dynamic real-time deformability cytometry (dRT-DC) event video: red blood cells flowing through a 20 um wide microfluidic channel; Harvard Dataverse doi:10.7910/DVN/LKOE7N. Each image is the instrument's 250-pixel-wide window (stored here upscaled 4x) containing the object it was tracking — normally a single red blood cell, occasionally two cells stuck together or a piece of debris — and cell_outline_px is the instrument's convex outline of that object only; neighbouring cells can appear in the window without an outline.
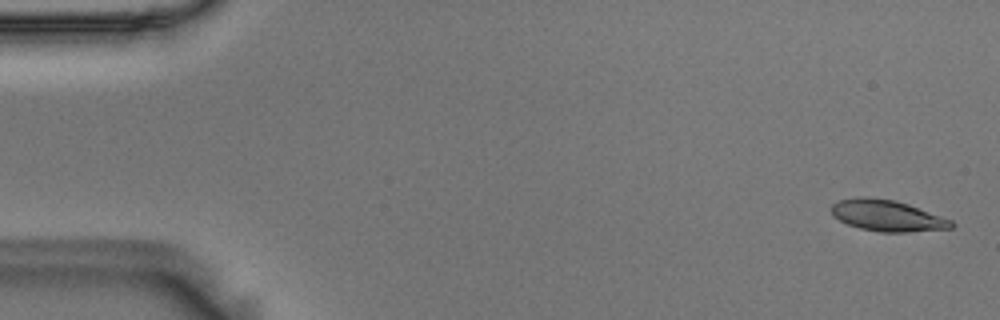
{"species": "Egyptian fruit bat (a non-hibernating species)", "species_latin": "Rousettus aegyptiacus", "temperature_condition": "room temperature", "stored_images_in_passage": 56, "camera_frame_rate_fps": 3000, "um_per_image_px": 0.085, "animal": {"sex": "male"}, "frame": {"image": 1, "passage_image": 2, "time_ms": 0.333, "image_size_px": [1000, 320], "cell_outline_px": [[956, 224], [952, 228], [904, 232], [880, 232], [860, 228], [848, 224], [832, 216], [832, 204], [840, 200], [856, 196], [868, 196], [892, 200], [908, 204], [952, 220]], "centroid_in_image_um": [75.4, 18.32], "position_along_channel_um": 9.6, "area_um2": 21.73}}
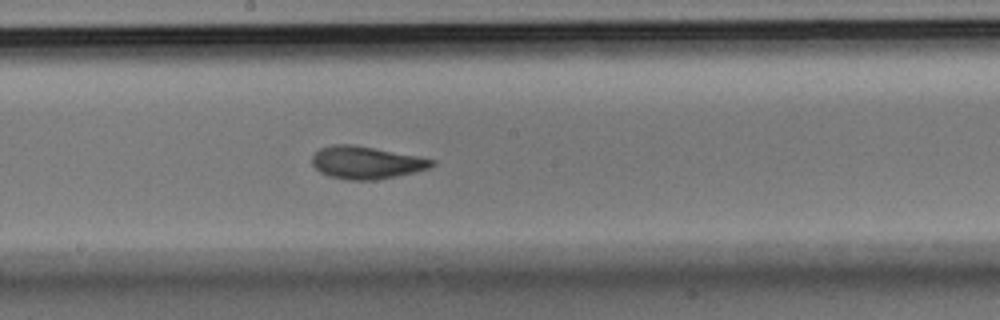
{"frame": {"image": 2, "passage_image": 30, "time_ms": 9.667, "image_size_px": [1000, 320], "cell_outline_px": [[436, 164], [428, 168], [416, 172], [376, 180], [348, 180], [328, 176], [320, 172], [312, 164], [312, 156], [320, 148], [332, 144], [352, 144], [420, 156], [436, 160]], "centroid_in_image_um": [31.14, 13.82], "position_along_channel_um": 217.1, "area_um2": 22.89}}
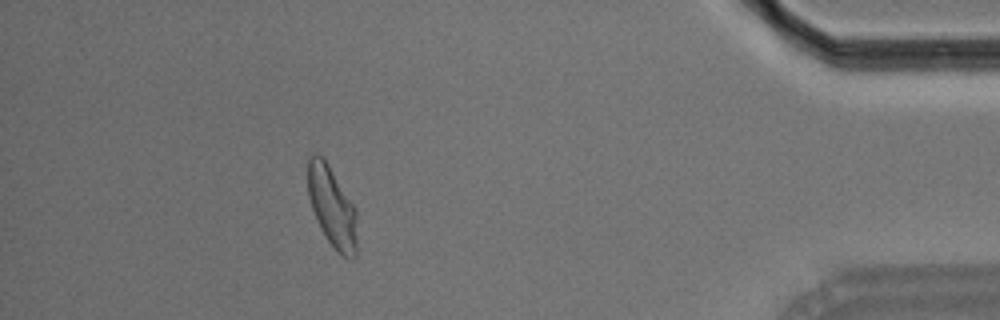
{"frame": {"image": 3, "passage_image": 50, "time_ms": 16.333, "image_size_px": [1000, 320], "cell_outline_px": [[356, 256], [352, 260], [348, 260], [328, 240], [320, 228], [312, 208], [308, 196], [308, 156], [312, 152], [316, 152], [324, 156], [356, 208]], "centroid_in_image_um": [28.22, 17.51], "position_along_channel_um": 407.0, "area_um2": 23.24}, "authors_computed_cell_mechanics": {"area_um2": 22.3975, "velocity_mm_per_s": 3.6108, "shape_relaxation_time_tau1_ms": 3.4065, "shape_relaxation_time_tau2_ms": 1.2469, "deformation_change_tau1": 0.1649, "deformation_change_tau2": 0.0804}}